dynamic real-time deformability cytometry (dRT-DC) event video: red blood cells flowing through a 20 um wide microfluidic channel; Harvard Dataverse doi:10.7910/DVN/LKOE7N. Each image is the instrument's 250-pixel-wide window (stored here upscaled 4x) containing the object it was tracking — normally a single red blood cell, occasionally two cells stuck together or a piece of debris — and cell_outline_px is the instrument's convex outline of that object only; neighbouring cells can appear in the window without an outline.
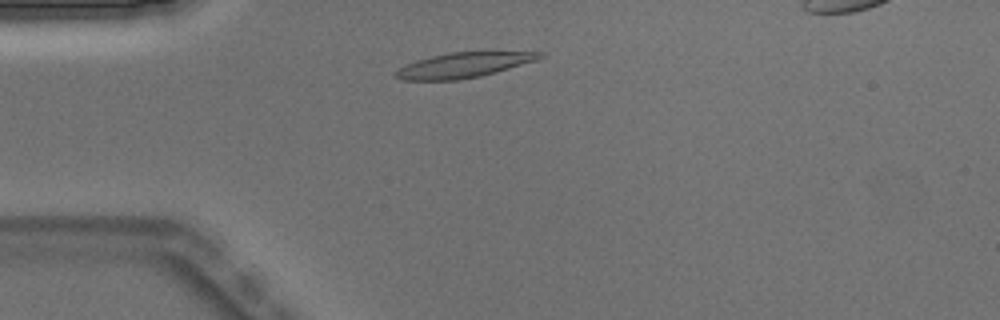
{"species": "Egyptian fruit bat (a non-hibernating species)", "species_latin": "Rousettus aegyptiacus", "temperature_condition": "warm", "stored_images_in_passage": 2, "camera_frame_rate_fps": 3000, "um_per_image_px": 0.085, "animal": {"sex": "male"}, "frame": {"image": 1, "passage_image": 2, "time_ms": 0.333, "image_size_px": [1000, 320], "cell_outline_px": [[544, 56], [536, 60], [496, 72], [480, 76], [456, 80], [400, 80], [392, 76], [392, 72], [416, 60], [432, 56], [452, 52], [544, 52]], "centroid_in_image_um": [39.35, 5.54], "position_along_channel_um": 45.7, "area_um2": 20.87}}